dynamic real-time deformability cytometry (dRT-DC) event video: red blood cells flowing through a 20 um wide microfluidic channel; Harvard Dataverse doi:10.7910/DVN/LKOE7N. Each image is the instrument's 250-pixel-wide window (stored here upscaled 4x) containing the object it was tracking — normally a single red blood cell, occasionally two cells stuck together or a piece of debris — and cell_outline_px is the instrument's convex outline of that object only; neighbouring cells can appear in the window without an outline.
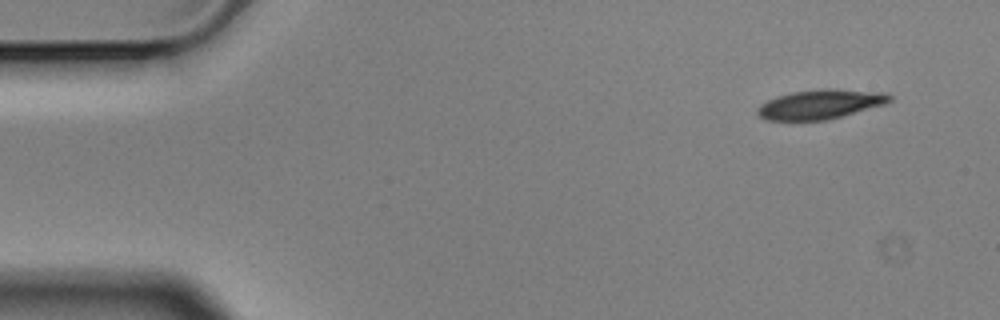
{"species": "Egyptian fruit bat (a non-hibernating species)", "species_latin": "Rousettus aegyptiacus", "temperature_condition": "cold", "stored_images_in_passage": 5, "camera_frame_rate_fps": 3000, "um_per_image_px": 0.085, "animal": {"sex": "male"}, "frame": {"image": 1, "passage_image": 1, "time_ms": 0.0, "image_size_px": [1000, 320], "cell_outline_px": [[892, 100], [888, 104], [828, 120], [764, 120], [756, 112], [760, 104], [776, 96], [792, 92], [824, 88], [836, 88], [888, 92], [892, 96]], "centroid_in_image_um": [69.81, 8.85], "position_along_channel_um": 15.2, "area_um2": 23.18}}